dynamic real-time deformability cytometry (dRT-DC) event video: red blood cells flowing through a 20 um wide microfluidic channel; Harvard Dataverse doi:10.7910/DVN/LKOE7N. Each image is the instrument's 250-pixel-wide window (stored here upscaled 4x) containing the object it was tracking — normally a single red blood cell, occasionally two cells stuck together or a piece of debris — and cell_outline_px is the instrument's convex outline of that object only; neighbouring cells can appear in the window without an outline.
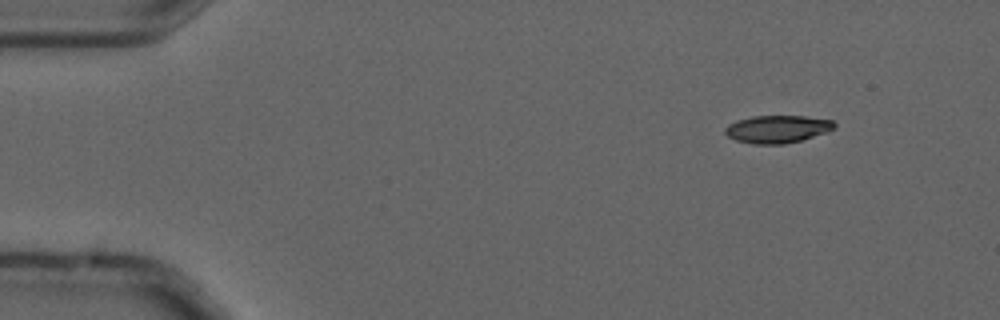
{"species": "common noctule bat (a hibernating species)", "species_latin": "Nyctalus noctula", "temperature_condition": "cold", "stored_images_in_passage": 3, "camera_frame_rate_fps": 3000, "um_per_image_px": 0.085, "animal": {"sex": "male", "forearm_length_mm": 52.5}, "frame": {"image": 1, "passage_image": 1, "time_ms": 0.0, "image_size_px": [1000, 320], "cell_outline_px": [[836, 128], [828, 132], [800, 140], [784, 144], [752, 144], [736, 140], [728, 136], [724, 132], [724, 128], [728, 124], [736, 120], [752, 116], [804, 116], [832, 120], [836, 124]], "centroid_in_image_um": [66.07, 10.97], "position_along_channel_um": 18.9, "area_um2": 17.69}}